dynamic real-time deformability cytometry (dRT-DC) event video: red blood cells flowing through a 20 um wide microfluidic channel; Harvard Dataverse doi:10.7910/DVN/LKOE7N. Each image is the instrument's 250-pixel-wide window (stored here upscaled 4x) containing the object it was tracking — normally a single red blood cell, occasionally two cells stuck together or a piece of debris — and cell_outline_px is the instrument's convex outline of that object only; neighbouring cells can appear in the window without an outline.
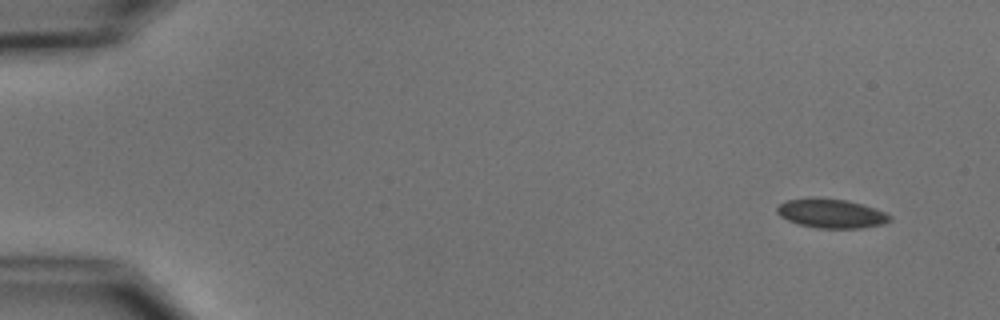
{"species": "common noctule bat (a hibernating species)", "species_latin": "Nyctalus noctula", "temperature_condition": "cold", "stored_images_in_passage": 6, "camera_frame_rate_fps": 3000, "um_per_image_px": 0.085, "animal": {"sex": "male", "body_mass_g": 15.6}, "frame": {"image": 1, "passage_image": 1, "time_ms": 0.0, "image_size_px": [1000, 320], "cell_outline_px": [[892, 220], [884, 224], [860, 228], [820, 228], [800, 224], [788, 220], [780, 216], [776, 212], [776, 208], [784, 200], [816, 196], [848, 200], [876, 208], [892, 216]], "centroid_in_image_um": [70.66, 18.12], "position_along_channel_um": 14.3, "area_um2": 19.48}}
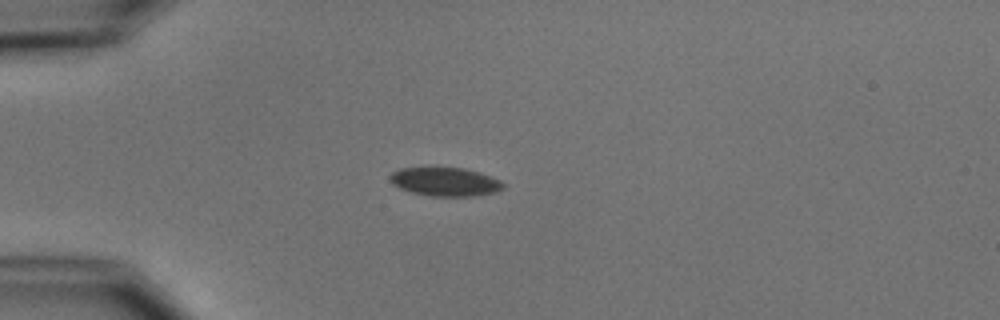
{"frame": {"image": 2, "passage_image": 4, "time_ms": 3.667, "image_size_px": [1000, 320], "cell_outline_px": [[504, 188], [496, 192], [472, 196], [432, 196], [412, 192], [400, 188], [392, 184], [388, 180], [388, 176], [392, 172], [400, 168], [464, 168], [480, 172], [500, 180], [504, 184]], "centroid_in_image_um": [37.82, 15.45], "position_along_channel_um": 47.2, "area_um2": 18.9}}